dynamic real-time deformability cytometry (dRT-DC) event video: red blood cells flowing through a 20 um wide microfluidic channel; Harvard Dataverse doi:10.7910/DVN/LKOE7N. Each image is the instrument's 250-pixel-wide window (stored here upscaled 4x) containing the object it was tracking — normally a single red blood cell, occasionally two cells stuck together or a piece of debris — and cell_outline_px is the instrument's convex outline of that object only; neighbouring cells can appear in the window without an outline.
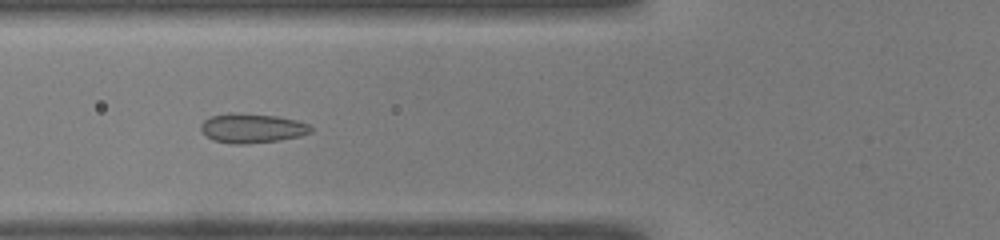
{"species": "common noctule bat (a hibernating species)", "species_latin": "Nyctalus noctula", "temperature_condition": "warm", "stored_images_in_passage": 36, "camera_frame_rate_fps": 3000, "um_per_image_px": 0.085, "animal": {"sex": "male", "body_mass_g": 19.0, "forearm_length_mm": 50.8}, "frame": {"image": 1, "passage_image": 5, "time_ms": 1.333, "image_size_px": [1000, 240], "cell_outline_px": [[312, 132], [300, 136], [276, 140], [248, 144], [232, 144], [212, 140], [204, 136], [200, 128], [200, 124], [204, 120], [212, 116], [228, 112], [232, 112], [276, 116], [296, 120], [308, 124], [312, 128]], "centroid_in_image_um": [21.37, 10.9], "position_along_channel_um": 104.4, "area_um2": 18.96}}
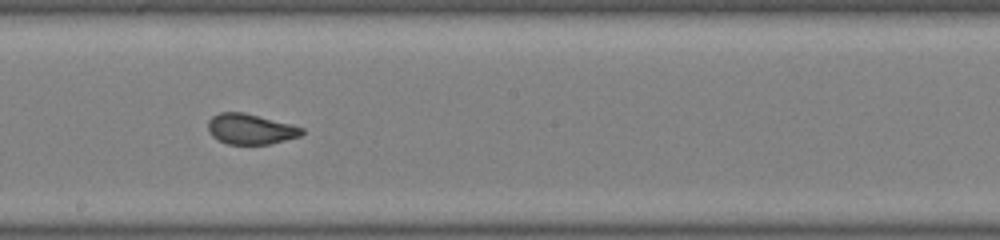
{"frame": {"image": 2, "passage_image": 14, "time_ms": 4.333, "image_size_px": [1000, 240], "cell_outline_px": [[304, 132], [300, 136], [272, 144], [228, 144], [212, 136], [208, 132], [208, 120], [212, 116], [220, 112], [244, 112], [304, 128]], "centroid_in_image_um": [21.28, 10.97], "position_along_channel_um": 226.9, "area_um2": 16.59}}
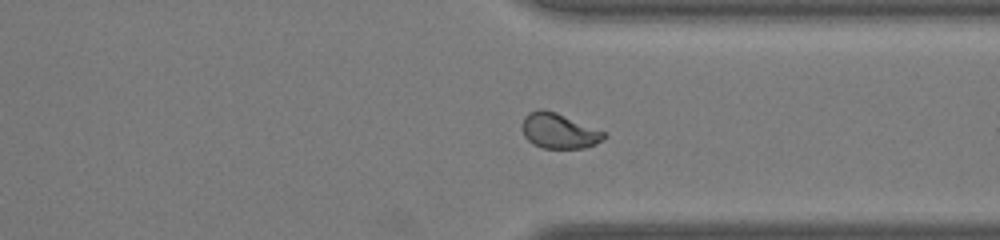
{"frame": {"image": 3, "passage_image": 24, "time_ms": 7.667, "image_size_px": [1000, 240], "cell_outline_px": [[608, 136], [604, 140], [596, 144], [584, 148], [540, 148], [532, 144], [524, 136], [524, 116], [528, 112], [540, 108], [544, 108], [556, 112], [604, 132]], "centroid_in_image_um": [47.52, 11.13], "position_along_channel_um": 363.9, "area_um2": 16.76}}